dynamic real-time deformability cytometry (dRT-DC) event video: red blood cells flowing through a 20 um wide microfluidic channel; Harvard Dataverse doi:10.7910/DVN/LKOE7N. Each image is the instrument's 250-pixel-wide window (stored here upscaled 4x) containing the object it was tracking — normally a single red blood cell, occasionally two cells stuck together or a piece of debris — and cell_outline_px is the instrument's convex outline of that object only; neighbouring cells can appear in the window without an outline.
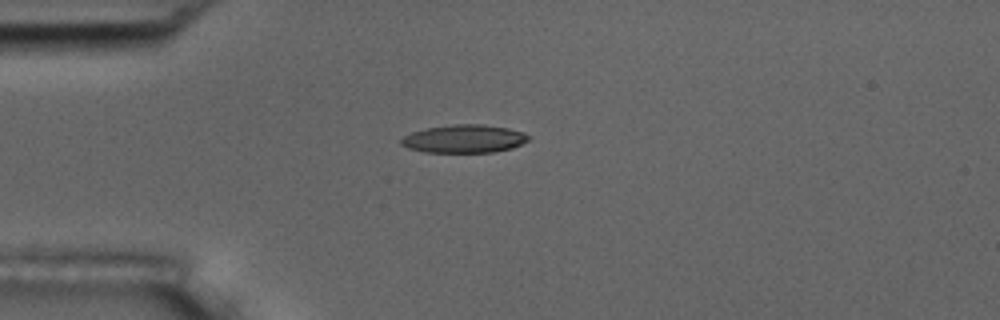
{"species": "common noctule bat (a hibernating species)", "species_latin": "Nyctalus noctula", "temperature_condition": "room temperature", "stored_images_in_passage": 1, "camera_frame_rate_fps": 3000, "um_per_image_px": 0.085, "animal": {"sex": "male", "body_mass_g": 17.5, "forearm_length_mm": 52.3}, "frame": {"image": 1, "passage_image": 1, "time_ms": 0.0, "image_size_px": [1000, 320], "cell_outline_px": [[532, 136], [528, 140], [512, 148], [492, 152], [424, 152], [408, 148], [400, 144], [400, 140], [404, 136], [412, 132], [424, 128], [456, 124], [480, 124], [508, 128], [524, 132]], "centroid_in_image_um": [39.45, 11.79], "position_along_channel_um": 45.6, "area_um2": 20.87}}